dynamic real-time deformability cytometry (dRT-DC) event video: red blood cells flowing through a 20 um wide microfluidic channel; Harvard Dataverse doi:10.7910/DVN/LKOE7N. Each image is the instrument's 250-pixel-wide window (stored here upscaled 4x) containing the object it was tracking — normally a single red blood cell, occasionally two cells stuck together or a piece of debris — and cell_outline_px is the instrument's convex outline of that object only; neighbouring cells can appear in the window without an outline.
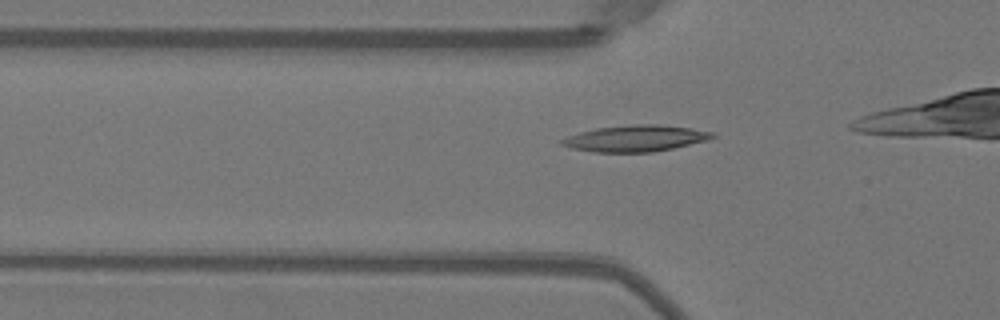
{"species": "Egyptian fruit bat (a non-hibernating species)", "species_latin": "Rousettus aegyptiacus", "temperature_condition": "warm", "stored_images_in_passage": 22, "camera_frame_rate_fps": 3000, "um_per_image_px": 0.085, "animal": {"sex": "female"}, "frame": {"image": 1, "passage_image": 13, "time_ms": 4.0, "image_size_px": [1000, 320], "cell_outline_px": [[716, 136], [708, 140], [672, 148], [652, 152], [592, 152], [572, 148], [560, 144], [560, 140], [568, 136], [580, 132], [596, 128], [632, 124], [660, 124], [692, 128], [716, 132]], "centroid_in_image_um": [54.04, 11.75], "position_along_channel_um": 71.8, "area_um2": 23.18}}
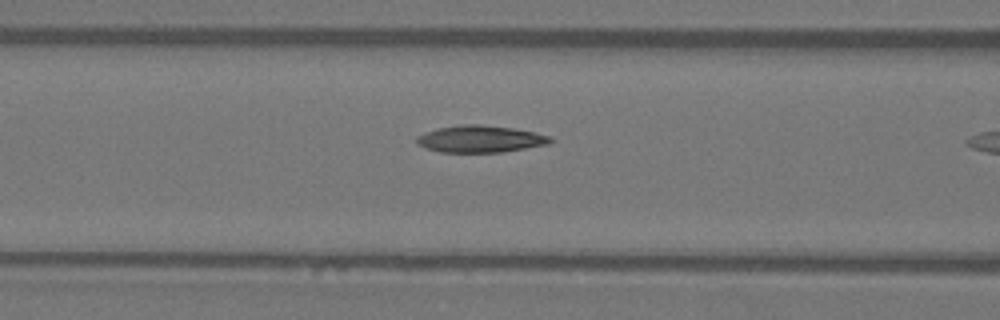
{"frame": {"image": 2, "passage_image": 17, "time_ms": 5.333, "image_size_px": [1000, 320], "cell_outline_px": [[552, 140], [548, 144], [504, 152], [440, 152], [424, 148], [416, 144], [416, 136], [436, 128], [464, 124], [480, 124], [512, 128], [532, 132], [548, 136]], "centroid_in_image_um": [40.75, 11.82], "position_along_channel_um": 125.9, "area_um2": 20.92}}
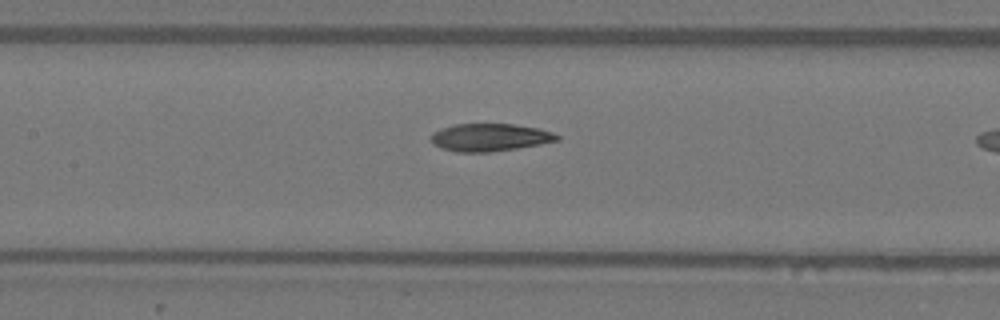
{"frame": {"image": 3, "passage_image": 20, "time_ms": 6.333, "image_size_px": [1000, 320], "cell_outline_px": [[560, 140], [540, 144], [516, 148], [488, 152], [456, 152], [440, 148], [432, 144], [432, 132], [440, 128], [456, 124], [512, 124], [540, 128], [552, 132], [560, 136]], "centroid_in_image_um": [41.63, 11.67], "position_along_channel_um": 165.8, "area_um2": 20.35}}